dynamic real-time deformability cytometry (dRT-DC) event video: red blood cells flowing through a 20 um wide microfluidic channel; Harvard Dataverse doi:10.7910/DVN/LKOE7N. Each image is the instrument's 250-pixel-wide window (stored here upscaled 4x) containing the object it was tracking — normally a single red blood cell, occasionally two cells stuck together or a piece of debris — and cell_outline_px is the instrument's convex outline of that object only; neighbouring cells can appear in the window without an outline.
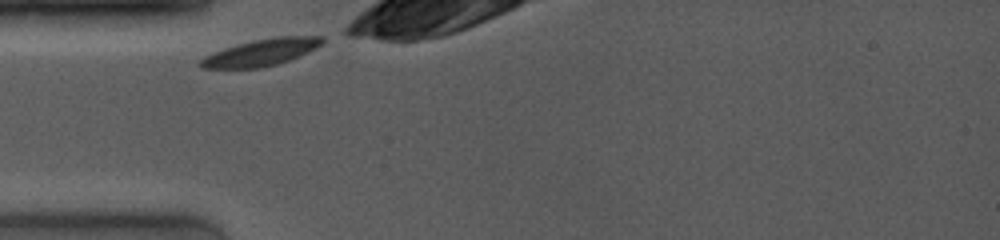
{"species": "common noctule bat (a hibernating species)", "species_latin": "Nyctalus noctula", "temperature_condition": "room temperature", "stored_images_in_passage": 6, "camera_frame_rate_fps": 4000, "um_per_image_px": 0.085, "animal": {"sex": "female", "body_mass_g": 19.0, "forearm_length_mm": 53.3}, "frame": {"image": 1, "passage_image": 1, "time_ms": 0.0, "image_size_px": [1000, 240], "cell_outline_px": [[324, 40], [320, 44], [288, 60], [276, 64], [260, 68], [200, 68], [196, 64], [196, 60], [212, 52], [224, 48], [252, 40], [276, 36], [324, 36]], "centroid_in_image_um": [22.06, 4.46], "position_along_channel_um": 62.9, "area_um2": 18.84}}